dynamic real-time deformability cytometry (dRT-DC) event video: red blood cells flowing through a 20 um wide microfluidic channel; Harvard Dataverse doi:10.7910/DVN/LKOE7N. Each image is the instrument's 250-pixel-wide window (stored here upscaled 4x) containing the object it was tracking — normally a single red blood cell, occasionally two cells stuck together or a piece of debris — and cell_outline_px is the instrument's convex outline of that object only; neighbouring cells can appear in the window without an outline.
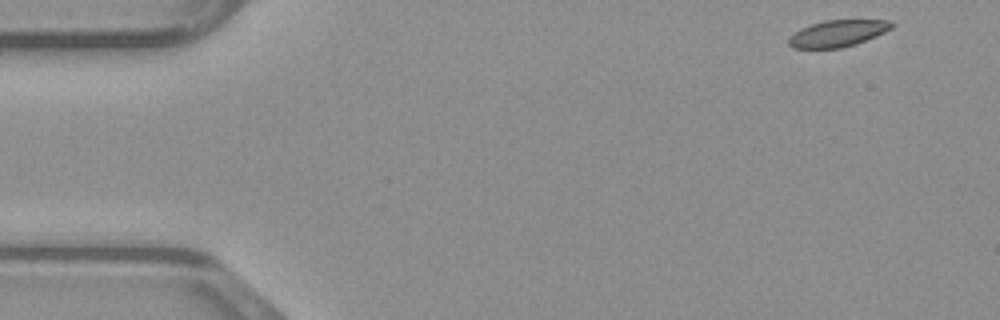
{"species": "common noctule bat (a hibernating species)", "species_latin": "Nyctalus noctula", "temperature_condition": "warm", "stored_images_in_passage": 46, "camera_frame_rate_fps": 3000, "um_per_image_px": 0.085, "animal": {"sex": "male", "body_mass_g": 23.1, "forearm_length_mm": 52.7}, "frame": {"image": 1, "passage_image": 1, "time_ms": 0.0, "image_size_px": [1000, 320], "cell_outline_px": [[896, 24], [892, 28], [876, 36], [856, 44], [840, 48], [792, 48], [788, 44], [788, 40], [800, 28], [824, 20], [892, 20]], "centroid_in_image_um": [71.25, 2.83], "position_along_channel_um": 13.8, "area_um2": 15.95}}
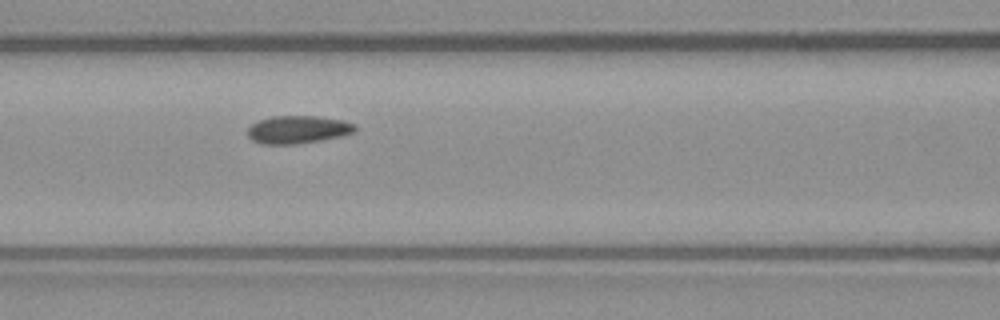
{"frame": {"image": 2, "passage_image": 18, "time_ms": 5.667, "image_size_px": [1000, 320], "cell_outline_px": [[356, 132], [340, 136], [320, 140], [296, 144], [260, 144], [252, 140], [248, 136], [248, 128], [252, 124], [260, 120], [272, 116], [316, 116], [344, 120], [356, 124]], "centroid_in_image_um": [25.34, 11.01], "position_along_channel_um": 141.3, "area_um2": 17.46}}
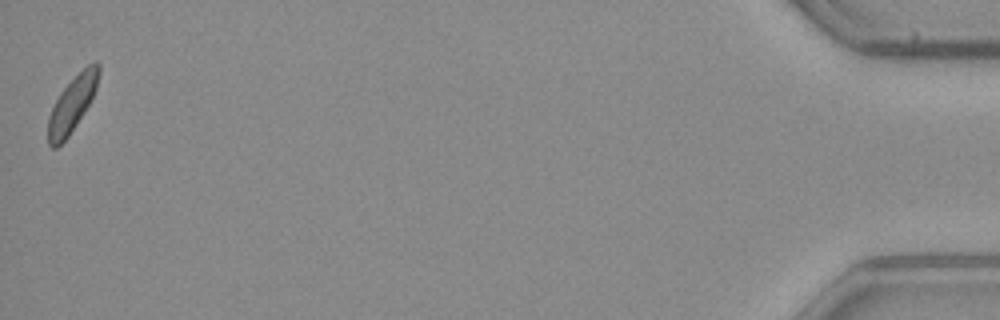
{"frame": {"image": 3, "passage_image": 46, "time_ms": 15.0, "image_size_px": [1000, 320], "cell_outline_px": [[100, 72], [96, 88], [84, 112], [68, 136], [56, 148], [52, 148], [48, 144], [48, 116], [60, 92], [88, 64], [96, 60], [100, 64]], "centroid_in_image_um": [6.13, 8.84], "position_along_channel_um": 429.1, "area_um2": 15.95}}